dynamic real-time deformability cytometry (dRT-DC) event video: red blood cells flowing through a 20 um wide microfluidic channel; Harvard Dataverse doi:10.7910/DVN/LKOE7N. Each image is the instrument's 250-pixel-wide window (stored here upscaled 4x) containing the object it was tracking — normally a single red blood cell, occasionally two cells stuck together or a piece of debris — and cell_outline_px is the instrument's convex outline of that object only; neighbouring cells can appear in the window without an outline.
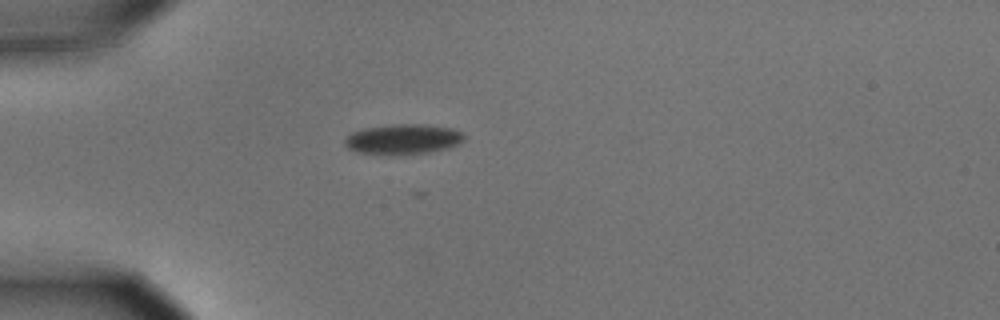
{"species": "common noctule bat (a hibernating species)", "species_latin": "Nyctalus noctula", "temperature_condition": "cold", "stored_images_in_passage": 3, "camera_frame_rate_fps": 3000, "um_per_image_px": 0.085, "animal": {"sex": "male", "body_mass_g": 15.6}, "frame": {"image": 1, "passage_image": 3, "time_ms": 0.667, "image_size_px": [1000, 320], "cell_outline_px": [[464, 140], [460, 144], [448, 148], [428, 152], [392, 156], [360, 152], [348, 148], [344, 144], [344, 140], [352, 132], [364, 128], [396, 124], [424, 124], [452, 128], [460, 132], [464, 136]], "centroid_in_image_um": [34.26, 11.84], "position_along_channel_um": 50.7, "area_um2": 21.1}}